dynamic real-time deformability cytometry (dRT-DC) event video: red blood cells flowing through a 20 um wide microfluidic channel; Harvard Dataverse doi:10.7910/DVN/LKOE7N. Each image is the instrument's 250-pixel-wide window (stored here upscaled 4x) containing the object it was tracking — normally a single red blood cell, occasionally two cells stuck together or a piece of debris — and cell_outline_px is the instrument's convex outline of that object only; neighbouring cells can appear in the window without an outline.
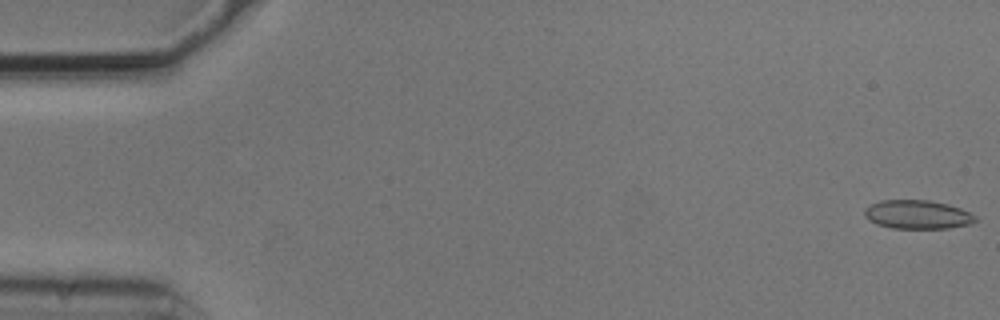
{"species": "common noctule bat (a hibernating species)", "species_latin": "Nyctalus noctula", "temperature_condition": "cold", "stored_images_in_passage": 9, "camera_frame_rate_fps": 3000, "um_per_image_px": 0.085, "animal": {"sex": "male", "body_mass_g": 20.5, "forearm_length_mm": 52.5}, "frame": {"image": 1, "passage_image": 1, "time_ms": 0.0, "image_size_px": [1000, 320], "cell_outline_px": [[980, 220], [972, 224], [948, 228], [892, 228], [876, 224], [868, 220], [864, 216], [864, 208], [880, 200], [928, 200], [948, 204], [960, 208], [976, 216]], "centroid_in_image_um": [77.99, 18.24], "position_along_channel_um": 7.0, "area_um2": 18.73}}
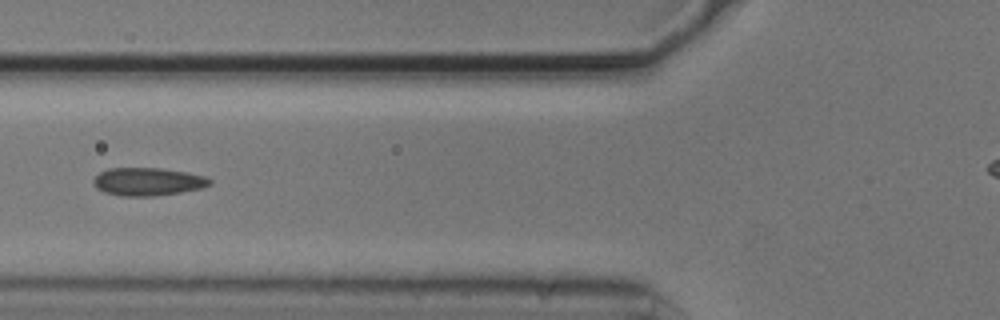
{"frame": {"image": 2, "passage_image": 6, "time_ms": 1.667, "image_size_px": [1000, 320], "cell_outline_px": [[212, 184], [200, 188], [180, 192], [152, 196], [124, 196], [104, 192], [96, 188], [92, 184], [92, 180], [100, 172], [108, 168], [160, 168], [188, 172], [204, 176], [212, 180]], "centroid_in_image_um": [12.54, 15.43], "position_along_channel_um": 113.3, "area_um2": 18.96}}
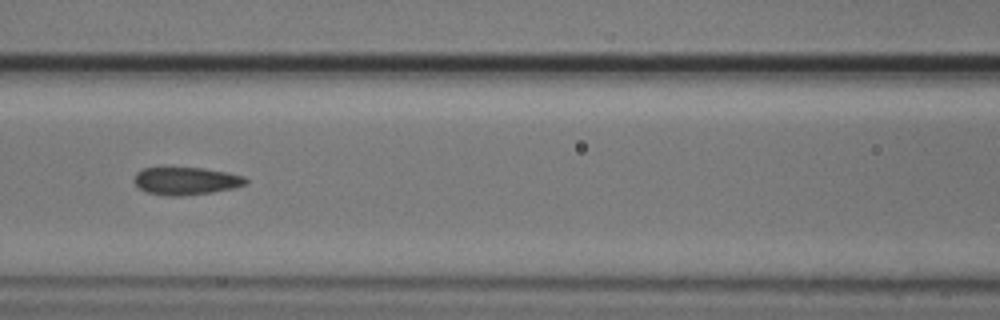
{"frame": {"image": 3, "passage_image": 7, "time_ms": 2.0, "image_size_px": [1000, 320], "cell_outline_px": [[248, 184], [232, 188], [212, 192], [184, 196], [168, 196], [148, 192], [140, 188], [132, 180], [136, 172], [144, 168], [204, 168], [228, 172], [244, 176], [248, 180]], "centroid_in_image_um": [15.83, 15.38], "position_along_channel_um": 150.8, "area_um2": 18.03}}